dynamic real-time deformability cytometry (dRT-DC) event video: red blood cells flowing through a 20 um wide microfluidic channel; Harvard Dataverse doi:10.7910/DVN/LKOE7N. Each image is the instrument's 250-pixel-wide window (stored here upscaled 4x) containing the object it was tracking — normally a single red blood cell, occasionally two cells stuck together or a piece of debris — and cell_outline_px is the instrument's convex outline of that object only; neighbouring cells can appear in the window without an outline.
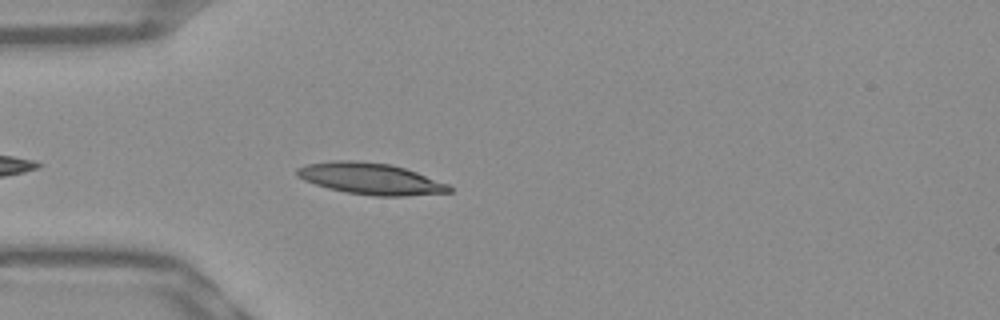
{"species": "Egyptian fruit bat (a non-hibernating species)", "species_latin": "Rousettus aegyptiacus", "temperature_condition": "warm", "stored_images_in_passage": 11, "camera_frame_rate_fps": 3000, "um_per_image_px": 0.085, "frame": {"image": 1, "passage_image": 4, "time_ms": 1.0, "image_size_px": [1000, 320], "cell_outline_px": [[452, 192], [404, 196], [372, 196], [348, 192], [328, 188], [304, 180], [296, 176], [296, 168], [308, 164], [332, 160], [356, 160], [392, 164], [416, 172], [448, 184], [452, 188]], "centroid_in_image_um": [31.49, 15.18], "position_along_channel_um": 53.5, "area_um2": 27.86}}
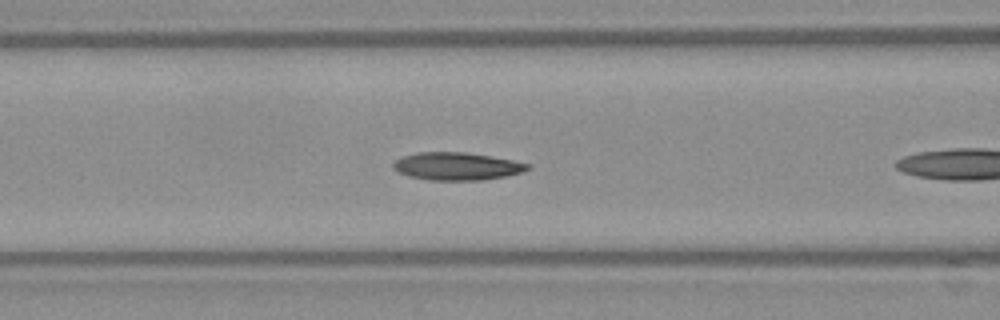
{"frame": {"image": 2, "passage_image": 7, "time_ms": 2.0, "image_size_px": [1000, 320], "cell_outline_px": [[532, 168], [524, 172], [484, 180], [428, 180], [408, 176], [392, 168], [392, 164], [396, 160], [404, 156], [420, 152], [464, 152], [512, 160], [532, 164]], "centroid_in_image_um": [38.86, 14.14], "position_along_channel_um": 127.7, "area_um2": 21.68}}
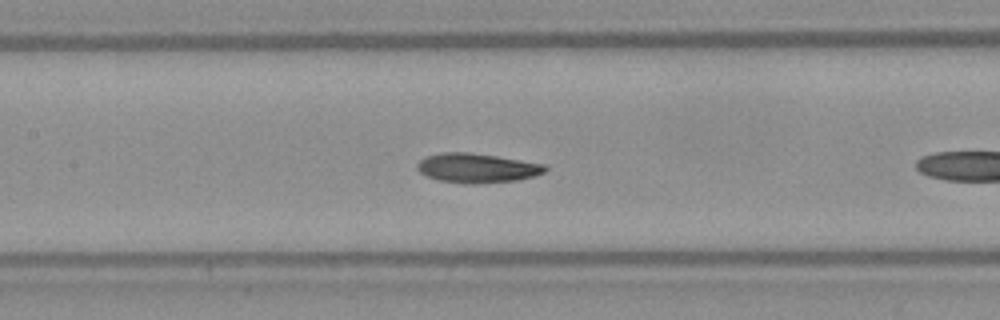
{"frame": {"image": 3, "passage_image": 10, "time_ms": 3.0, "image_size_px": [1000, 320], "cell_outline_px": [[548, 168], [544, 172], [532, 176], [516, 180], [472, 184], [464, 184], [440, 180], [428, 176], [420, 172], [416, 168], [416, 164], [424, 156], [440, 152], [468, 152], [496, 156], [544, 164]], "centroid_in_image_um": [40.49, 14.27], "position_along_channel_um": 166.9, "area_um2": 21.79}}